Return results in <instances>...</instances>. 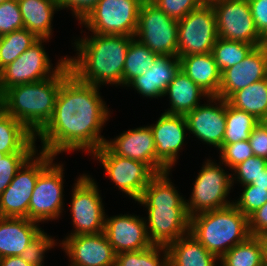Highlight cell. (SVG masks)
I'll list each match as a JSON object with an SVG mask.
<instances>
[{
    "label": "cell",
    "mask_w": 267,
    "mask_h": 266,
    "mask_svg": "<svg viewBox=\"0 0 267 266\" xmlns=\"http://www.w3.org/2000/svg\"><path fill=\"white\" fill-rule=\"evenodd\" d=\"M99 88L72 73L62 82L53 116L35 136L42 143L40 151L55 157L78 150L91 155L105 144L101 130L111 115Z\"/></svg>",
    "instance_id": "cell-1"
},
{
    "label": "cell",
    "mask_w": 267,
    "mask_h": 266,
    "mask_svg": "<svg viewBox=\"0 0 267 266\" xmlns=\"http://www.w3.org/2000/svg\"><path fill=\"white\" fill-rule=\"evenodd\" d=\"M74 40L76 57H67L71 73L81 82L97 87L122 86L123 67L134 36L100 35Z\"/></svg>",
    "instance_id": "cell-2"
},
{
    "label": "cell",
    "mask_w": 267,
    "mask_h": 266,
    "mask_svg": "<svg viewBox=\"0 0 267 266\" xmlns=\"http://www.w3.org/2000/svg\"><path fill=\"white\" fill-rule=\"evenodd\" d=\"M169 173H157L137 200L147 208L145 222L153 245L167 246L189 233L186 200L171 182Z\"/></svg>",
    "instance_id": "cell-3"
},
{
    "label": "cell",
    "mask_w": 267,
    "mask_h": 266,
    "mask_svg": "<svg viewBox=\"0 0 267 266\" xmlns=\"http://www.w3.org/2000/svg\"><path fill=\"white\" fill-rule=\"evenodd\" d=\"M71 74L66 63L54 76L6 90V110L35 136L51 120L62 82Z\"/></svg>",
    "instance_id": "cell-4"
},
{
    "label": "cell",
    "mask_w": 267,
    "mask_h": 266,
    "mask_svg": "<svg viewBox=\"0 0 267 266\" xmlns=\"http://www.w3.org/2000/svg\"><path fill=\"white\" fill-rule=\"evenodd\" d=\"M189 233L220 259L249 236L248 217L233 204L190 217Z\"/></svg>",
    "instance_id": "cell-5"
},
{
    "label": "cell",
    "mask_w": 267,
    "mask_h": 266,
    "mask_svg": "<svg viewBox=\"0 0 267 266\" xmlns=\"http://www.w3.org/2000/svg\"><path fill=\"white\" fill-rule=\"evenodd\" d=\"M195 179L190 198L186 200L189 217L193 215L225 208L233 204L228 200L232 185V174L225 172L220 164L206 159Z\"/></svg>",
    "instance_id": "cell-6"
},
{
    "label": "cell",
    "mask_w": 267,
    "mask_h": 266,
    "mask_svg": "<svg viewBox=\"0 0 267 266\" xmlns=\"http://www.w3.org/2000/svg\"><path fill=\"white\" fill-rule=\"evenodd\" d=\"M54 159V155L43 151L38 154L37 150L22 165L10 185L0 194V217L28 218V206L38 176Z\"/></svg>",
    "instance_id": "cell-7"
},
{
    "label": "cell",
    "mask_w": 267,
    "mask_h": 266,
    "mask_svg": "<svg viewBox=\"0 0 267 266\" xmlns=\"http://www.w3.org/2000/svg\"><path fill=\"white\" fill-rule=\"evenodd\" d=\"M144 0H100L80 22L92 34L135 36Z\"/></svg>",
    "instance_id": "cell-8"
},
{
    "label": "cell",
    "mask_w": 267,
    "mask_h": 266,
    "mask_svg": "<svg viewBox=\"0 0 267 266\" xmlns=\"http://www.w3.org/2000/svg\"><path fill=\"white\" fill-rule=\"evenodd\" d=\"M134 38L157 55L178 57V20L166 15L150 0L141 4Z\"/></svg>",
    "instance_id": "cell-9"
},
{
    "label": "cell",
    "mask_w": 267,
    "mask_h": 266,
    "mask_svg": "<svg viewBox=\"0 0 267 266\" xmlns=\"http://www.w3.org/2000/svg\"><path fill=\"white\" fill-rule=\"evenodd\" d=\"M75 181L69 206L75 230L71 231L68 236L103 232L106 213L98 183L86 174L79 175Z\"/></svg>",
    "instance_id": "cell-10"
},
{
    "label": "cell",
    "mask_w": 267,
    "mask_h": 266,
    "mask_svg": "<svg viewBox=\"0 0 267 266\" xmlns=\"http://www.w3.org/2000/svg\"><path fill=\"white\" fill-rule=\"evenodd\" d=\"M98 160L116 187L135 202L157 174L148 164L115 155L105 144L91 154Z\"/></svg>",
    "instance_id": "cell-11"
},
{
    "label": "cell",
    "mask_w": 267,
    "mask_h": 266,
    "mask_svg": "<svg viewBox=\"0 0 267 266\" xmlns=\"http://www.w3.org/2000/svg\"><path fill=\"white\" fill-rule=\"evenodd\" d=\"M217 39L216 16L210 2L178 20V57L210 53Z\"/></svg>",
    "instance_id": "cell-12"
},
{
    "label": "cell",
    "mask_w": 267,
    "mask_h": 266,
    "mask_svg": "<svg viewBox=\"0 0 267 266\" xmlns=\"http://www.w3.org/2000/svg\"><path fill=\"white\" fill-rule=\"evenodd\" d=\"M49 39H38L15 61L0 70L4 89L15 85L33 83L54 76L66 63L67 55L57 61L56 67L50 62L42 43Z\"/></svg>",
    "instance_id": "cell-13"
},
{
    "label": "cell",
    "mask_w": 267,
    "mask_h": 266,
    "mask_svg": "<svg viewBox=\"0 0 267 266\" xmlns=\"http://www.w3.org/2000/svg\"><path fill=\"white\" fill-rule=\"evenodd\" d=\"M63 166L52 162L38 176L28 206V219L39 224L60 217L64 208Z\"/></svg>",
    "instance_id": "cell-14"
},
{
    "label": "cell",
    "mask_w": 267,
    "mask_h": 266,
    "mask_svg": "<svg viewBox=\"0 0 267 266\" xmlns=\"http://www.w3.org/2000/svg\"><path fill=\"white\" fill-rule=\"evenodd\" d=\"M218 37L242 41L258 47L262 36L257 32L248 0H212Z\"/></svg>",
    "instance_id": "cell-15"
},
{
    "label": "cell",
    "mask_w": 267,
    "mask_h": 266,
    "mask_svg": "<svg viewBox=\"0 0 267 266\" xmlns=\"http://www.w3.org/2000/svg\"><path fill=\"white\" fill-rule=\"evenodd\" d=\"M185 118L189 133L217 150L222 147L226 128V100L210 96L207 103L197 106Z\"/></svg>",
    "instance_id": "cell-16"
},
{
    "label": "cell",
    "mask_w": 267,
    "mask_h": 266,
    "mask_svg": "<svg viewBox=\"0 0 267 266\" xmlns=\"http://www.w3.org/2000/svg\"><path fill=\"white\" fill-rule=\"evenodd\" d=\"M64 239L59 244L70 258L68 266H115L116 253L104 232Z\"/></svg>",
    "instance_id": "cell-17"
},
{
    "label": "cell",
    "mask_w": 267,
    "mask_h": 266,
    "mask_svg": "<svg viewBox=\"0 0 267 266\" xmlns=\"http://www.w3.org/2000/svg\"><path fill=\"white\" fill-rule=\"evenodd\" d=\"M104 234L115 253L139 251L152 246L145 217L132 214L105 216Z\"/></svg>",
    "instance_id": "cell-18"
},
{
    "label": "cell",
    "mask_w": 267,
    "mask_h": 266,
    "mask_svg": "<svg viewBox=\"0 0 267 266\" xmlns=\"http://www.w3.org/2000/svg\"><path fill=\"white\" fill-rule=\"evenodd\" d=\"M150 128L153 133L156 158L169 170L179 159L180 150H183L185 132L188 131L184 115L162 113L161 117Z\"/></svg>",
    "instance_id": "cell-19"
},
{
    "label": "cell",
    "mask_w": 267,
    "mask_h": 266,
    "mask_svg": "<svg viewBox=\"0 0 267 266\" xmlns=\"http://www.w3.org/2000/svg\"><path fill=\"white\" fill-rule=\"evenodd\" d=\"M105 145L117 156L148 164L156 173L169 171L157 158L150 126L124 131Z\"/></svg>",
    "instance_id": "cell-20"
},
{
    "label": "cell",
    "mask_w": 267,
    "mask_h": 266,
    "mask_svg": "<svg viewBox=\"0 0 267 266\" xmlns=\"http://www.w3.org/2000/svg\"><path fill=\"white\" fill-rule=\"evenodd\" d=\"M267 78V56L260 45L254 47L240 63L221 72L217 97L228 100L235 92Z\"/></svg>",
    "instance_id": "cell-21"
},
{
    "label": "cell",
    "mask_w": 267,
    "mask_h": 266,
    "mask_svg": "<svg viewBox=\"0 0 267 266\" xmlns=\"http://www.w3.org/2000/svg\"><path fill=\"white\" fill-rule=\"evenodd\" d=\"M179 70V57L157 55L151 68L135 77L126 87H132L143 97L161 98Z\"/></svg>",
    "instance_id": "cell-22"
},
{
    "label": "cell",
    "mask_w": 267,
    "mask_h": 266,
    "mask_svg": "<svg viewBox=\"0 0 267 266\" xmlns=\"http://www.w3.org/2000/svg\"><path fill=\"white\" fill-rule=\"evenodd\" d=\"M41 229L28 218L0 217V258L20 256Z\"/></svg>",
    "instance_id": "cell-23"
},
{
    "label": "cell",
    "mask_w": 267,
    "mask_h": 266,
    "mask_svg": "<svg viewBox=\"0 0 267 266\" xmlns=\"http://www.w3.org/2000/svg\"><path fill=\"white\" fill-rule=\"evenodd\" d=\"M180 70L209 96H218L221 72L212 54H191L179 57Z\"/></svg>",
    "instance_id": "cell-24"
},
{
    "label": "cell",
    "mask_w": 267,
    "mask_h": 266,
    "mask_svg": "<svg viewBox=\"0 0 267 266\" xmlns=\"http://www.w3.org/2000/svg\"><path fill=\"white\" fill-rule=\"evenodd\" d=\"M24 28L38 39H51L55 11H60L58 0H18ZM60 9V10H59Z\"/></svg>",
    "instance_id": "cell-25"
},
{
    "label": "cell",
    "mask_w": 267,
    "mask_h": 266,
    "mask_svg": "<svg viewBox=\"0 0 267 266\" xmlns=\"http://www.w3.org/2000/svg\"><path fill=\"white\" fill-rule=\"evenodd\" d=\"M167 95L171 106L165 113L184 116L200 105L201 97H210L181 70L167 86L163 97Z\"/></svg>",
    "instance_id": "cell-26"
},
{
    "label": "cell",
    "mask_w": 267,
    "mask_h": 266,
    "mask_svg": "<svg viewBox=\"0 0 267 266\" xmlns=\"http://www.w3.org/2000/svg\"><path fill=\"white\" fill-rule=\"evenodd\" d=\"M166 248L169 266H217L218 264L219 259L190 233L178 238Z\"/></svg>",
    "instance_id": "cell-27"
},
{
    "label": "cell",
    "mask_w": 267,
    "mask_h": 266,
    "mask_svg": "<svg viewBox=\"0 0 267 266\" xmlns=\"http://www.w3.org/2000/svg\"><path fill=\"white\" fill-rule=\"evenodd\" d=\"M36 137L21 122L6 112L0 115V152H37Z\"/></svg>",
    "instance_id": "cell-28"
},
{
    "label": "cell",
    "mask_w": 267,
    "mask_h": 266,
    "mask_svg": "<svg viewBox=\"0 0 267 266\" xmlns=\"http://www.w3.org/2000/svg\"><path fill=\"white\" fill-rule=\"evenodd\" d=\"M227 102L260 120L267 114V78L235 92Z\"/></svg>",
    "instance_id": "cell-29"
},
{
    "label": "cell",
    "mask_w": 267,
    "mask_h": 266,
    "mask_svg": "<svg viewBox=\"0 0 267 266\" xmlns=\"http://www.w3.org/2000/svg\"><path fill=\"white\" fill-rule=\"evenodd\" d=\"M157 54L133 38L129 44L123 67L122 86L126 87L135 77L145 74L154 63Z\"/></svg>",
    "instance_id": "cell-30"
},
{
    "label": "cell",
    "mask_w": 267,
    "mask_h": 266,
    "mask_svg": "<svg viewBox=\"0 0 267 266\" xmlns=\"http://www.w3.org/2000/svg\"><path fill=\"white\" fill-rule=\"evenodd\" d=\"M258 124V119L246 111L234 108L226 100V128L223 144L249 140L252 130Z\"/></svg>",
    "instance_id": "cell-31"
},
{
    "label": "cell",
    "mask_w": 267,
    "mask_h": 266,
    "mask_svg": "<svg viewBox=\"0 0 267 266\" xmlns=\"http://www.w3.org/2000/svg\"><path fill=\"white\" fill-rule=\"evenodd\" d=\"M223 266H263L262 246L257 236H249L226 252L219 261Z\"/></svg>",
    "instance_id": "cell-32"
},
{
    "label": "cell",
    "mask_w": 267,
    "mask_h": 266,
    "mask_svg": "<svg viewBox=\"0 0 267 266\" xmlns=\"http://www.w3.org/2000/svg\"><path fill=\"white\" fill-rule=\"evenodd\" d=\"M254 47V45L242 41L226 40L218 37L212 54L220 72H222L243 61Z\"/></svg>",
    "instance_id": "cell-33"
},
{
    "label": "cell",
    "mask_w": 267,
    "mask_h": 266,
    "mask_svg": "<svg viewBox=\"0 0 267 266\" xmlns=\"http://www.w3.org/2000/svg\"><path fill=\"white\" fill-rule=\"evenodd\" d=\"M38 38L26 28L3 35L0 46V70L15 61Z\"/></svg>",
    "instance_id": "cell-34"
},
{
    "label": "cell",
    "mask_w": 267,
    "mask_h": 266,
    "mask_svg": "<svg viewBox=\"0 0 267 266\" xmlns=\"http://www.w3.org/2000/svg\"><path fill=\"white\" fill-rule=\"evenodd\" d=\"M115 266H169L167 248L166 246L152 245L139 251L118 253Z\"/></svg>",
    "instance_id": "cell-35"
},
{
    "label": "cell",
    "mask_w": 267,
    "mask_h": 266,
    "mask_svg": "<svg viewBox=\"0 0 267 266\" xmlns=\"http://www.w3.org/2000/svg\"><path fill=\"white\" fill-rule=\"evenodd\" d=\"M35 152H0V194L10 185L15 174Z\"/></svg>",
    "instance_id": "cell-36"
},
{
    "label": "cell",
    "mask_w": 267,
    "mask_h": 266,
    "mask_svg": "<svg viewBox=\"0 0 267 266\" xmlns=\"http://www.w3.org/2000/svg\"><path fill=\"white\" fill-rule=\"evenodd\" d=\"M44 229L25 248L20 257L32 266H44L45 252L54 248L57 242Z\"/></svg>",
    "instance_id": "cell-37"
},
{
    "label": "cell",
    "mask_w": 267,
    "mask_h": 266,
    "mask_svg": "<svg viewBox=\"0 0 267 266\" xmlns=\"http://www.w3.org/2000/svg\"><path fill=\"white\" fill-rule=\"evenodd\" d=\"M267 168V160L258 156H251L247 160L235 166L231 171L232 185L234 181L239 182L242 186L249 185L254 182Z\"/></svg>",
    "instance_id": "cell-38"
},
{
    "label": "cell",
    "mask_w": 267,
    "mask_h": 266,
    "mask_svg": "<svg viewBox=\"0 0 267 266\" xmlns=\"http://www.w3.org/2000/svg\"><path fill=\"white\" fill-rule=\"evenodd\" d=\"M244 190L237 200L233 201V205L244 215L249 217L267 202V189L255 187L254 185L242 186Z\"/></svg>",
    "instance_id": "cell-39"
},
{
    "label": "cell",
    "mask_w": 267,
    "mask_h": 266,
    "mask_svg": "<svg viewBox=\"0 0 267 266\" xmlns=\"http://www.w3.org/2000/svg\"><path fill=\"white\" fill-rule=\"evenodd\" d=\"M219 152L221 163L229 167V170L254 156L249 140L238 141L233 144H223Z\"/></svg>",
    "instance_id": "cell-40"
},
{
    "label": "cell",
    "mask_w": 267,
    "mask_h": 266,
    "mask_svg": "<svg viewBox=\"0 0 267 266\" xmlns=\"http://www.w3.org/2000/svg\"><path fill=\"white\" fill-rule=\"evenodd\" d=\"M24 28L18 0L0 3V34L5 35Z\"/></svg>",
    "instance_id": "cell-41"
},
{
    "label": "cell",
    "mask_w": 267,
    "mask_h": 266,
    "mask_svg": "<svg viewBox=\"0 0 267 266\" xmlns=\"http://www.w3.org/2000/svg\"><path fill=\"white\" fill-rule=\"evenodd\" d=\"M169 17L180 20L192 10L198 8L201 0H150Z\"/></svg>",
    "instance_id": "cell-42"
},
{
    "label": "cell",
    "mask_w": 267,
    "mask_h": 266,
    "mask_svg": "<svg viewBox=\"0 0 267 266\" xmlns=\"http://www.w3.org/2000/svg\"><path fill=\"white\" fill-rule=\"evenodd\" d=\"M100 0H59L61 9H70L81 22Z\"/></svg>",
    "instance_id": "cell-43"
},
{
    "label": "cell",
    "mask_w": 267,
    "mask_h": 266,
    "mask_svg": "<svg viewBox=\"0 0 267 266\" xmlns=\"http://www.w3.org/2000/svg\"><path fill=\"white\" fill-rule=\"evenodd\" d=\"M257 32L267 35V0H248Z\"/></svg>",
    "instance_id": "cell-44"
},
{
    "label": "cell",
    "mask_w": 267,
    "mask_h": 266,
    "mask_svg": "<svg viewBox=\"0 0 267 266\" xmlns=\"http://www.w3.org/2000/svg\"><path fill=\"white\" fill-rule=\"evenodd\" d=\"M249 144L253 154L267 160V130L258 124L251 132Z\"/></svg>",
    "instance_id": "cell-45"
},
{
    "label": "cell",
    "mask_w": 267,
    "mask_h": 266,
    "mask_svg": "<svg viewBox=\"0 0 267 266\" xmlns=\"http://www.w3.org/2000/svg\"><path fill=\"white\" fill-rule=\"evenodd\" d=\"M248 228L251 236L267 233V202L248 217Z\"/></svg>",
    "instance_id": "cell-46"
},
{
    "label": "cell",
    "mask_w": 267,
    "mask_h": 266,
    "mask_svg": "<svg viewBox=\"0 0 267 266\" xmlns=\"http://www.w3.org/2000/svg\"><path fill=\"white\" fill-rule=\"evenodd\" d=\"M0 266H32L20 256H9L0 258Z\"/></svg>",
    "instance_id": "cell-47"
},
{
    "label": "cell",
    "mask_w": 267,
    "mask_h": 266,
    "mask_svg": "<svg viewBox=\"0 0 267 266\" xmlns=\"http://www.w3.org/2000/svg\"><path fill=\"white\" fill-rule=\"evenodd\" d=\"M257 237L262 246L263 266H267V233Z\"/></svg>",
    "instance_id": "cell-48"
},
{
    "label": "cell",
    "mask_w": 267,
    "mask_h": 266,
    "mask_svg": "<svg viewBox=\"0 0 267 266\" xmlns=\"http://www.w3.org/2000/svg\"><path fill=\"white\" fill-rule=\"evenodd\" d=\"M251 185L267 189V168L256 180H254V182Z\"/></svg>",
    "instance_id": "cell-49"
},
{
    "label": "cell",
    "mask_w": 267,
    "mask_h": 266,
    "mask_svg": "<svg viewBox=\"0 0 267 266\" xmlns=\"http://www.w3.org/2000/svg\"><path fill=\"white\" fill-rule=\"evenodd\" d=\"M6 110V90L0 78V115L5 113Z\"/></svg>",
    "instance_id": "cell-50"
},
{
    "label": "cell",
    "mask_w": 267,
    "mask_h": 266,
    "mask_svg": "<svg viewBox=\"0 0 267 266\" xmlns=\"http://www.w3.org/2000/svg\"><path fill=\"white\" fill-rule=\"evenodd\" d=\"M259 124L267 130V114L259 120Z\"/></svg>",
    "instance_id": "cell-51"
},
{
    "label": "cell",
    "mask_w": 267,
    "mask_h": 266,
    "mask_svg": "<svg viewBox=\"0 0 267 266\" xmlns=\"http://www.w3.org/2000/svg\"><path fill=\"white\" fill-rule=\"evenodd\" d=\"M261 46L263 47V49L265 50V53H266V56H267V35H265L263 38H262V44Z\"/></svg>",
    "instance_id": "cell-52"
},
{
    "label": "cell",
    "mask_w": 267,
    "mask_h": 266,
    "mask_svg": "<svg viewBox=\"0 0 267 266\" xmlns=\"http://www.w3.org/2000/svg\"><path fill=\"white\" fill-rule=\"evenodd\" d=\"M203 3H209L211 2L212 0H201Z\"/></svg>",
    "instance_id": "cell-53"
},
{
    "label": "cell",
    "mask_w": 267,
    "mask_h": 266,
    "mask_svg": "<svg viewBox=\"0 0 267 266\" xmlns=\"http://www.w3.org/2000/svg\"><path fill=\"white\" fill-rule=\"evenodd\" d=\"M2 40H3V35L0 34V46H1Z\"/></svg>",
    "instance_id": "cell-54"
},
{
    "label": "cell",
    "mask_w": 267,
    "mask_h": 266,
    "mask_svg": "<svg viewBox=\"0 0 267 266\" xmlns=\"http://www.w3.org/2000/svg\"><path fill=\"white\" fill-rule=\"evenodd\" d=\"M6 1H9V0H0V3L6 2Z\"/></svg>",
    "instance_id": "cell-55"
}]
</instances>
